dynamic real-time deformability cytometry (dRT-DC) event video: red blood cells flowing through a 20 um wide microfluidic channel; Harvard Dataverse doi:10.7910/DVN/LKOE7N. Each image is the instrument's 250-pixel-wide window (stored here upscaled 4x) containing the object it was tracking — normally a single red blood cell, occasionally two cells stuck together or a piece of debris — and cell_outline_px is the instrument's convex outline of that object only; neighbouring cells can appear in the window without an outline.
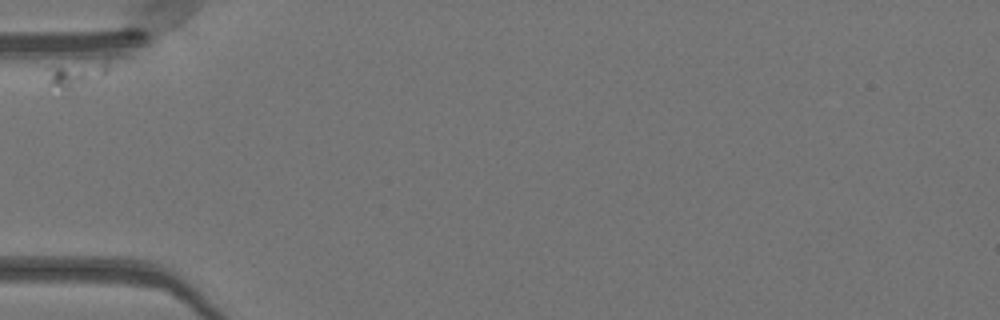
{"species": "Egyptian fruit bat (a non-hibernating species)", "species_latin": "Rousettus aegyptiacus", "temperature_condition": "warm", "stored_images_in_passage": 32, "camera_frame_rate_fps": 3000, "um_per_image_px": 0.085, "animal": {"sex": "female"}, "frame": {"image": 1, "passage_image": 1, "time_ms": 0.0, "image_size_px": [1000, 320], "cell_outline_px": [[128, 60], [76, 96], [64, 96], [52, 84], [44, 68], [112, 52], [120, 52], [128, 56]], "centroid_in_image_um": [7.1, 6.16], "position_along_channel_um": 77.9, "area_um2": 14.22}}
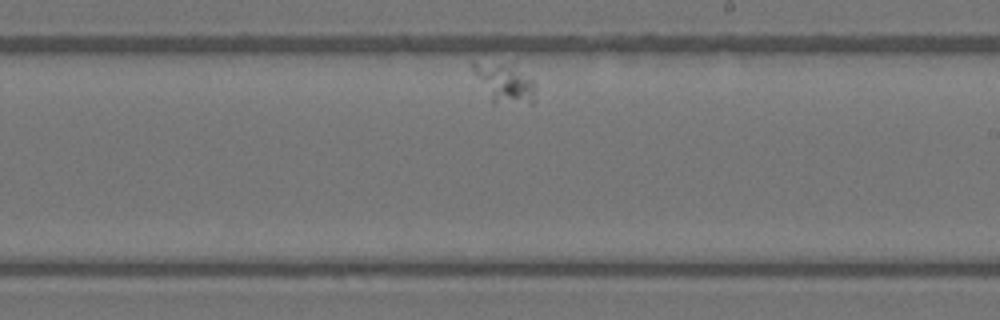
{"frame": {"image": 2, "passage_image": 19, "time_ms": 6.0, "image_size_px": [1000, 320], "cell_outline_px": [[536, 100], [532, 104], [492, 100], [472, 72], [472, 60], [512, 60], [532, 76], [536, 80]], "centroid_in_image_um": [42.96, 6.88], "position_along_channel_um": 246.0, "area_um2": 15.43}}
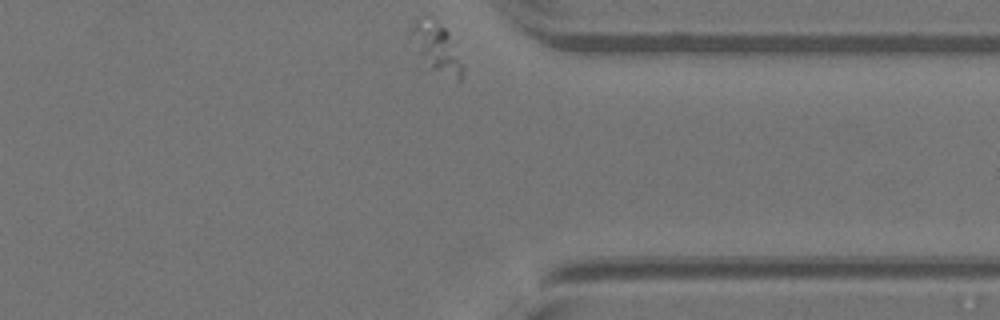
{"frame": {"image": 3, "passage_image": 32, "time_ms": 10.333, "image_size_px": [1000, 320], "cell_outline_px": [[464, 68], [460, 80], [456, 80], [432, 68], [420, 52], [408, 32], [416, 20], [420, 16], [444, 28], [456, 40]], "centroid_in_image_um": [37.2, 4.05], "position_along_channel_um": 374.2, "area_um2": 14.22}}